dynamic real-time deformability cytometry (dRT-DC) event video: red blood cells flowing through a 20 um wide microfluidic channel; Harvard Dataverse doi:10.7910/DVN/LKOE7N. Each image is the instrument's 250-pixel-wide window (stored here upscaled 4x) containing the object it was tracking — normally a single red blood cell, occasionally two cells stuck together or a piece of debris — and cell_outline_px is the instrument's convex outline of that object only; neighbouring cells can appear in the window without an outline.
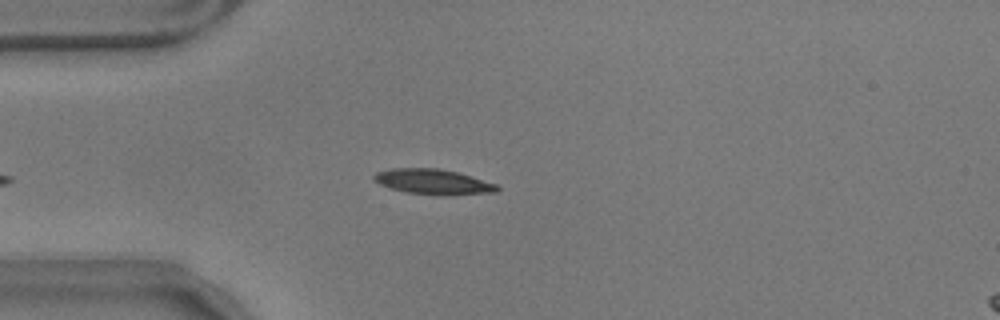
{"species": "common noctule bat (a hibernating species)", "species_latin": "Nyctalus noctula", "temperature_condition": "warm", "stored_images_in_passage": 42, "camera_frame_rate_fps": 3000, "um_per_image_px": 0.085, "animal": {"sex": "male", "body_mass_g": 17.9}, "frame": {"image": 1, "passage_image": 3, "time_ms": 0.667, "image_size_px": [1000, 320], "cell_outline_px": [[500, 188], [496, 192], [408, 192], [392, 188], [380, 184], [372, 180], [372, 176], [376, 172], [392, 168], [440, 168], [456, 172], [496, 184]], "centroid_in_image_um": [36.69, 15.38], "position_along_channel_um": 48.3, "area_um2": 16.76}}
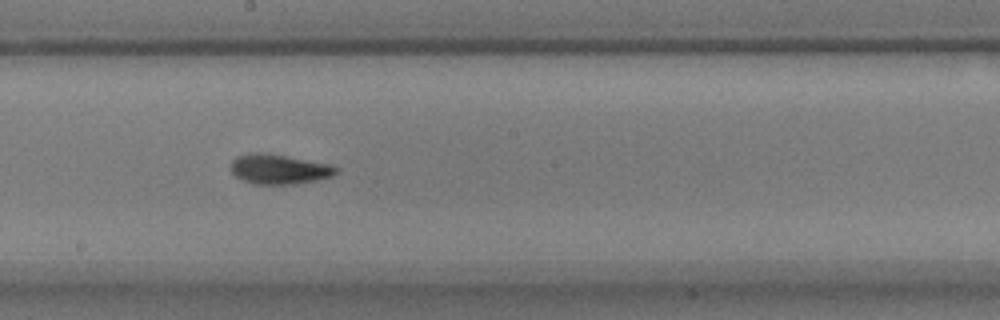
{"frame": {"image": 2, "passage_image": 19, "time_ms": 6.0, "image_size_px": [1000, 320], "cell_outline_px": [[340, 172], [332, 176], [316, 180], [296, 184], [252, 184], [236, 176], [232, 172], [232, 160], [236, 156], [248, 152], [260, 152], [284, 156], [328, 164], [340, 168]], "centroid_in_image_um": [23.72, 14.38], "position_along_channel_um": 224.5, "area_um2": 18.21}}
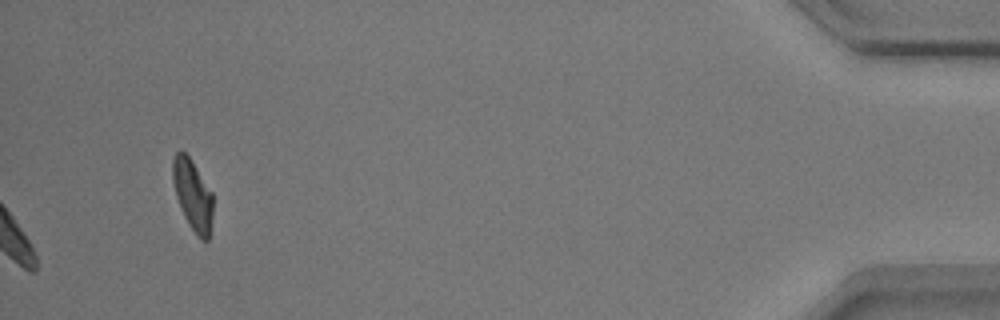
{"frame": {"image": 3, "passage_image": 42, "time_ms": 13.667, "image_size_px": [1000, 320], "cell_outline_px": [[212, 216], [208, 240], [200, 240], [196, 236], [188, 224], [184, 216], [176, 196], [172, 180], [172, 160], [176, 152], [184, 152], [188, 156], [212, 192]], "centroid_in_image_um": [16.36, 16.6], "position_along_channel_um": 418.8, "area_um2": 16.42}, "authors_computed_cell_mechanics": {"area_um2": 16.8776, "velocity_mm_per_s": 3.5235, "shape_relaxation_time_tau1_ms": 5.4516, "shape_relaxation_time_tau2_ms": 2.5648, "deformation_change_tau1": 0.1885, "deformation_change_tau2": 0.081}}